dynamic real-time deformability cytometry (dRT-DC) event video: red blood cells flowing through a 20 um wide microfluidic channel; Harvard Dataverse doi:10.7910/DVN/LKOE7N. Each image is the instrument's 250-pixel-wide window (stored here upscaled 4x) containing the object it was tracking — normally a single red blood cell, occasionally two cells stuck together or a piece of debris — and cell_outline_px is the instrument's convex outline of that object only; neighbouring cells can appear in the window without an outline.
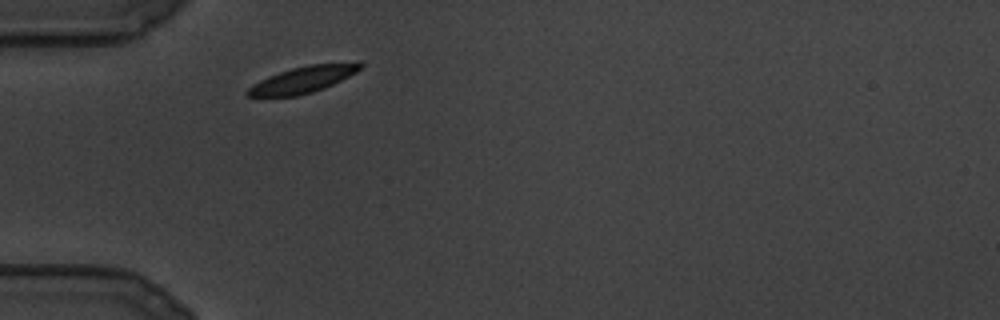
{"species": "common noctule bat (a hibernating species)", "species_latin": "Nyctalus noctula", "temperature_condition": "cold", "stored_images_in_passage": 69, "camera_frame_rate_fps": 3000, "um_per_image_px": 0.085, "animal": {"sex": "male", "body_mass_g": 19.5, "forearm_length_mm": 54.6}, "frame": {"image": 1, "passage_image": 1, "time_ms": 0.0, "image_size_px": [1000, 320], "cell_outline_px": [[364, 64], [356, 72], [324, 88], [312, 92], [296, 96], [248, 96], [244, 92], [248, 88], [260, 80], [280, 72], [292, 68], [308, 64], [360, 60]], "centroid_in_image_um": [25.82, 6.72], "position_along_channel_um": 59.2, "area_um2": 17.46}}
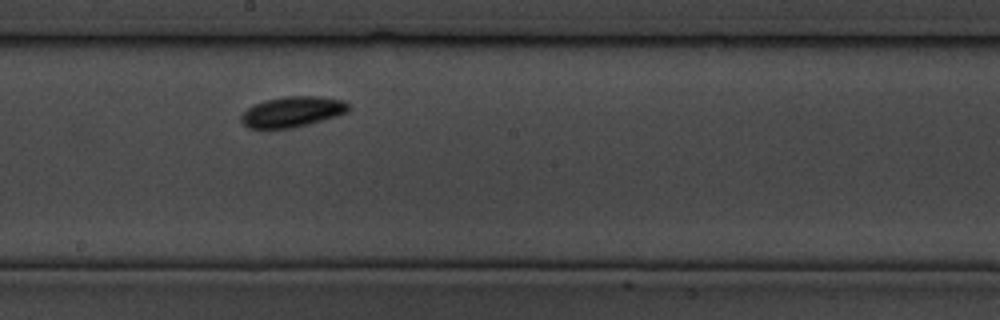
{"frame": {"image": 2, "passage_image": 30, "time_ms": 9.667, "image_size_px": [1000, 320], "cell_outline_px": [[348, 112], [336, 116], [308, 124], [292, 128], [248, 128], [240, 120], [240, 116], [248, 108], [256, 104], [268, 100], [284, 96], [320, 96], [344, 100], [348, 104]], "centroid_in_image_um": [24.86, 9.5], "position_along_channel_um": 223.3, "area_um2": 18.9}}
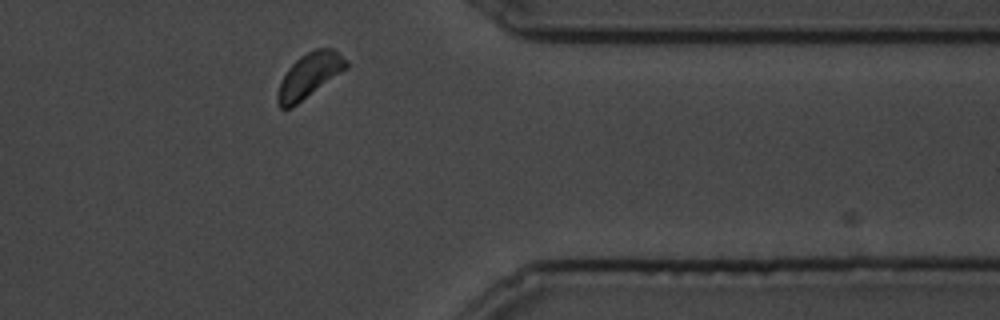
{"frame": {"image": 3, "passage_image": 59, "time_ms": 19.333, "image_size_px": [1000, 320], "cell_outline_px": [[348, 68], [292, 108], [280, 108], [276, 100], [276, 92], [288, 68], [300, 56], [316, 48], [332, 48], [348, 60]], "centroid_in_image_um": [26.3, 6.42], "position_along_channel_um": 385.1, "area_um2": 17.86}}